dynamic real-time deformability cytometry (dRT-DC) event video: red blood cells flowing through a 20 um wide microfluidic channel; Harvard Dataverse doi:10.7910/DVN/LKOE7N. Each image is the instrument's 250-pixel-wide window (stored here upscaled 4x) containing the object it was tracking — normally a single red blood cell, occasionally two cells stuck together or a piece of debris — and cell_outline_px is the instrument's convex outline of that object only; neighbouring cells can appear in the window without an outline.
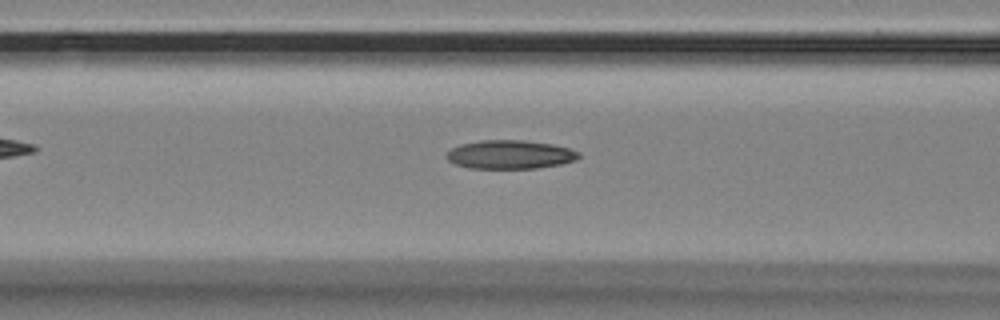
{"species": "Egyptian fruit bat (a non-hibernating species)", "species_latin": "Rousettus aegyptiacus", "temperature_condition": "room temperature", "stored_images_in_passage": 16, "camera_frame_rate_fps": 3000, "um_per_image_px": 0.085, "animal": {"sex": "female"}, "frame": {"image": 1, "passage_image": 8, "time_ms": 2.333, "image_size_px": [1000, 320], "cell_outline_px": [[580, 156], [576, 160], [560, 164], [536, 168], [468, 168], [456, 164], [448, 160], [444, 156], [452, 148], [460, 144], [480, 140], [524, 140], [552, 144], [568, 148], [580, 152]], "centroid_in_image_um": [43.34, 13.13], "position_along_channel_um": 123.3, "area_um2": 22.08}}
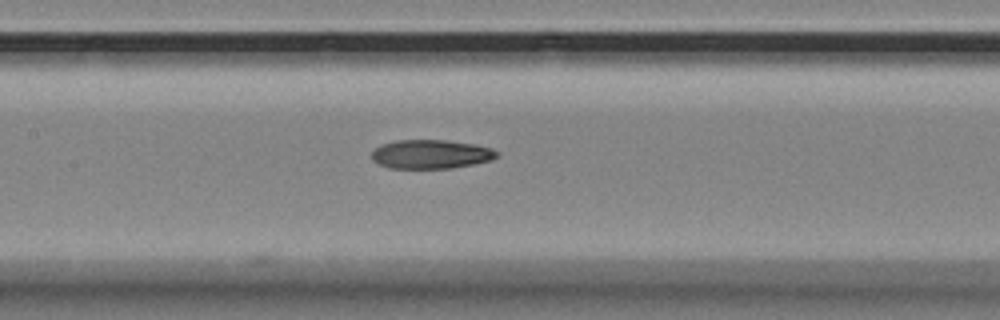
{"frame": {"image": 2, "passage_image": 12, "time_ms": 3.667, "image_size_px": [1000, 320], "cell_outline_px": [[500, 156], [492, 160], [452, 168], [388, 168], [372, 160], [372, 152], [380, 144], [396, 140], [444, 140], [476, 144], [492, 148], [500, 152]], "centroid_in_image_um": [36.66, 13.1], "position_along_channel_um": 170.7, "area_um2": 21.27}}
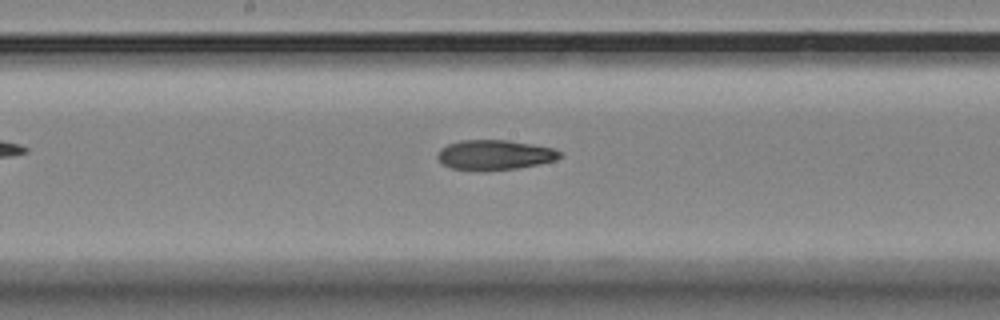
{"frame": {"image": 3, "passage_image": 15, "time_ms": 4.667, "image_size_px": [1000, 320], "cell_outline_px": [[564, 156], [556, 160], [540, 164], [516, 168], [484, 172], [452, 168], [444, 164], [436, 156], [440, 148], [448, 144], [460, 140], [508, 140], [556, 148]], "centroid_in_image_um": [42.08, 13.17], "position_along_channel_um": 206.1, "area_um2": 21.68}}